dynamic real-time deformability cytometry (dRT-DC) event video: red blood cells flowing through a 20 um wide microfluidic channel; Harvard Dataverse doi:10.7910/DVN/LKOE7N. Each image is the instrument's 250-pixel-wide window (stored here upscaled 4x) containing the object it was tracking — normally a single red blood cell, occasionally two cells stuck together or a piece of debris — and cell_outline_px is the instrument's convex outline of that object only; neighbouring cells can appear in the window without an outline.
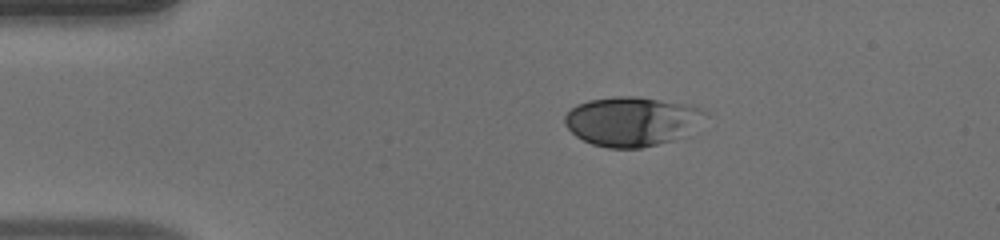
{"species": "human", "species_latin": "Homo sapiens", "temperature_condition": "warm", "stored_images_in_passage": 40, "camera_frame_rate_fps": 3000, "um_per_image_px": 0.085, "donor": {"sex": "male"}, "frame": {"image": 1, "passage_image": 1, "time_ms": 0.0, "image_size_px": [1000, 240], "cell_outline_px": [[696, 108], [680, 136], [672, 140], [640, 148], [608, 148], [592, 144], [576, 136], [564, 124], [564, 116], [576, 104], [588, 100], [616, 96], [636, 96]], "centroid_in_image_um": [53.33, 10.33], "position_along_channel_um": 31.7, "area_um2": 37.63}}
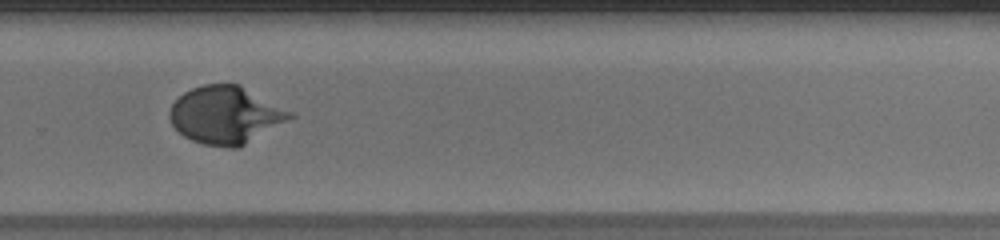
{"frame": {"image": 2, "passage_image": 26, "time_ms": 8.333, "image_size_px": [1000, 240], "cell_outline_px": [[296, 116], [240, 148], [232, 148], [204, 144], [192, 140], [184, 136], [172, 124], [168, 116], [168, 112], [172, 104], [184, 92], [192, 88], [204, 84], [240, 84], [292, 112]], "centroid_in_image_um": [19.18, 9.78], "position_along_channel_um": 310.6, "area_um2": 40.29}}
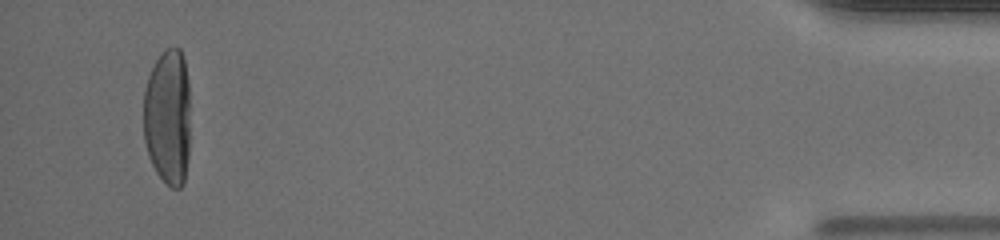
{"frame": {"image": 3, "passage_image": 40, "time_ms": 13.0, "image_size_px": [1000, 240], "cell_outline_px": [[188, 160], [184, 184], [180, 188], [172, 188], [156, 172], [148, 156], [144, 140], [144, 88], [148, 76], [156, 60], [168, 48], [180, 48], [184, 60], [188, 80]], "centroid_in_image_um": [14.25, 9.97], "position_along_channel_um": 420.9, "area_um2": 37.05}, "authors_computed_cell_mechanics": {"area_um2": 37.7723, "velocity_mm_per_s": 3.9881, "shape_relaxation_time_tau1_ms": 5.1186, "shape_relaxation_time_tau2_ms": null, "deformation_change_tau1": 0.2585, "deformation_change_tau2": null}}